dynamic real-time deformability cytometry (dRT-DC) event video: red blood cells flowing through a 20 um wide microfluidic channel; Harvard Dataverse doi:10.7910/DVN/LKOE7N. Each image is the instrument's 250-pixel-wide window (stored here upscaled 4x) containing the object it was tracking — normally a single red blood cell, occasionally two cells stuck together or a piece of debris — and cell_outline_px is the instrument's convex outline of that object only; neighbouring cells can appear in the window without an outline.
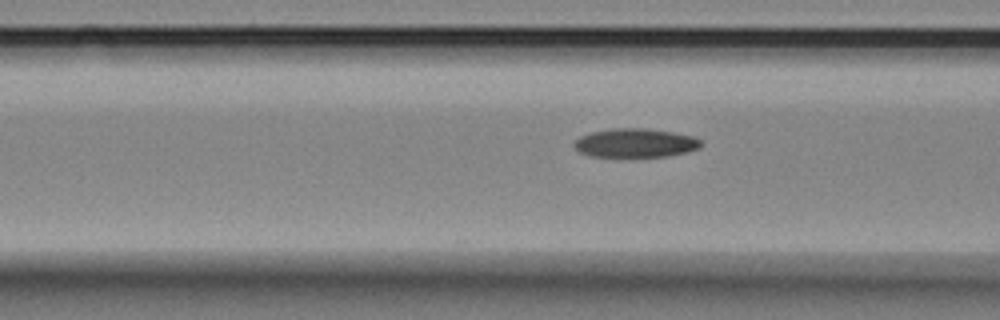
{"species": "Egyptian fruit bat (a non-hibernating species)", "species_latin": "Rousettus aegyptiacus", "temperature_condition": "room temperature", "stored_images_in_passage": 14, "camera_frame_rate_fps": 3000, "um_per_image_px": 0.085, "animal": {"sex": "female"}, "frame": {"image": 1, "passage_image": 12, "time_ms": 3.667, "image_size_px": [1000, 320], "cell_outline_px": [[704, 144], [700, 148], [684, 152], [664, 156], [592, 156], [580, 152], [572, 144], [580, 136], [592, 132], [612, 128], [644, 128], [672, 132], [692, 136], [700, 140]], "centroid_in_image_um": [54.0, 12.14], "position_along_channel_um": 112.6, "area_um2": 21.04}}